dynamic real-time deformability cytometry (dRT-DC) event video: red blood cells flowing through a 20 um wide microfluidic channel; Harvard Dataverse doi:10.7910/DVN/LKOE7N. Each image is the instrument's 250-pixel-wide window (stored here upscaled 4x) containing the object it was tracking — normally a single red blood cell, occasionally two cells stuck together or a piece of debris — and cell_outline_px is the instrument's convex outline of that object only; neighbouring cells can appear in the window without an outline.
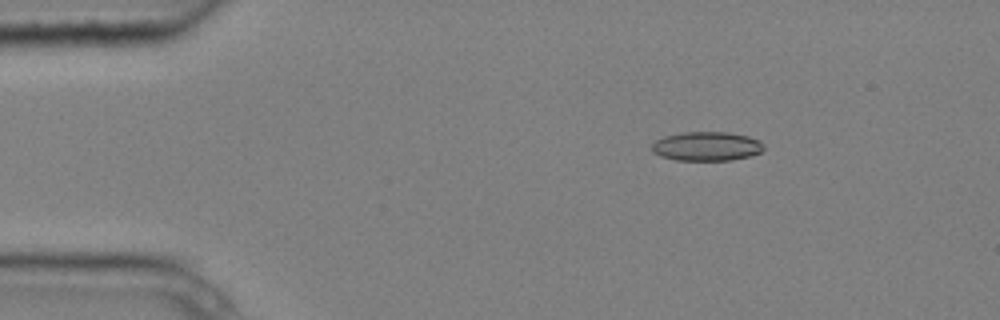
{"species": "common noctule bat (a hibernating species)", "species_latin": "Nyctalus noctula", "temperature_condition": "cold", "stored_images_in_passage": 4, "camera_frame_rate_fps": 3000, "um_per_image_px": 0.085, "animal": {"sex": "male", "body_mass_g": 20.4}, "frame": {"image": 1, "passage_image": 3, "time_ms": 0.667, "image_size_px": [1000, 320], "cell_outline_px": [[764, 148], [760, 152], [752, 156], [732, 160], [676, 160], [660, 156], [652, 152], [652, 144], [656, 140], [664, 136], [680, 132], [728, 132], [748, 136], [760, 140], [764, 144]], "centroid_in_image_um": [60.08, 12.43], "position_along_channel_um": 24.9, "area_um2": 19.19}}